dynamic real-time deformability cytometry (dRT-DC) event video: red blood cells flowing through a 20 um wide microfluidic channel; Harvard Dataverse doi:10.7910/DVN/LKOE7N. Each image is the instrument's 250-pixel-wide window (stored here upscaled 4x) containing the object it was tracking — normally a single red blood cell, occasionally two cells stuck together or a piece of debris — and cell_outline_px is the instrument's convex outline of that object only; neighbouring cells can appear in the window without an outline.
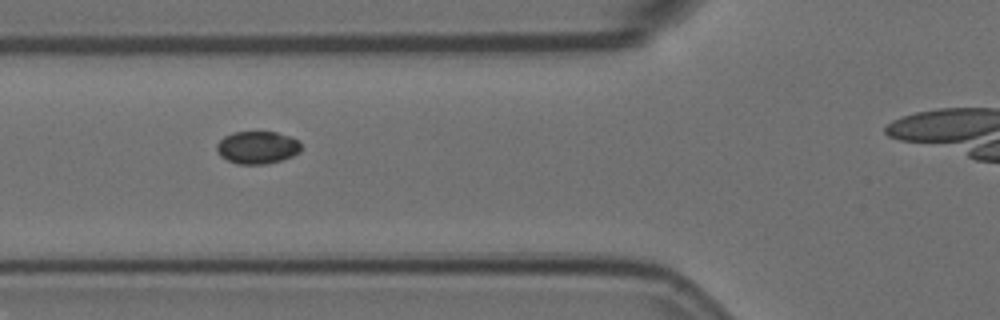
{"species": "Egyptian fruit bat (a non-hibernating species)", "species_latin": "Rousettus aegyptiacus", "temperature_condition": "room temperature", "stored_images_in_passage": 4, "segment_of_instrument_passage": [1, 2], "camera_frame_rate_fps": 3000, "um_per_image_px": 0.085, "animal": {"sex": "female"}, "frame": {"image": 1, "passage_image": 3, "time_ms": 0.667, "image_size_px": [1000, 320], "cell_outline_px": [[300, 152], [292, 156], [280, 160], [264, 164], [236, 164], [220, 156], [216, 148], [216, 144], [224, 136], [232, 132], [276, 132], [292, 136], [300, 144]], "centroid_in_image_um": [21.85, 12.53], "position_along_channel_um": 103.9, "area_um2": 16.01}}